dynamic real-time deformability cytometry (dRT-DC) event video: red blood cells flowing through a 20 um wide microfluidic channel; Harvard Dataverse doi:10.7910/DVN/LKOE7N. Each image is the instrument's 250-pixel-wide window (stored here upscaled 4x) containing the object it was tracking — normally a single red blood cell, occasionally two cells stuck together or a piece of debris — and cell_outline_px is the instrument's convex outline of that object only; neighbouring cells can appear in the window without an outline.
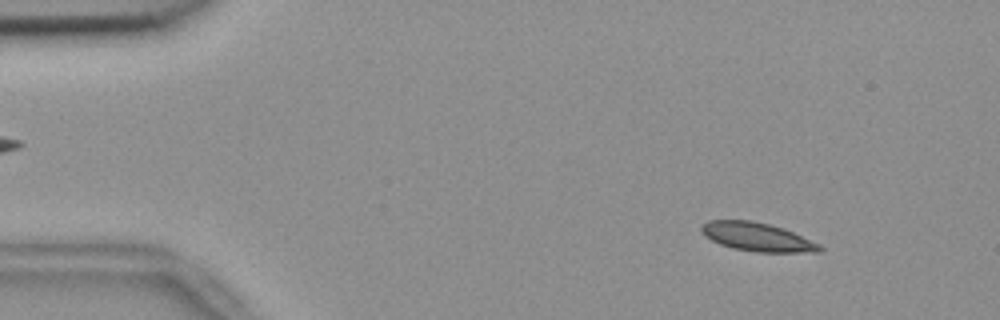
{"species": "common noctule bat (a hibernating species)", "species_latin": "Nyctalus noctula", "temperature_condition": "room temperature", "stored_images_in_passage": 56, "camera_frame_rate_fps": 3000, "um_per_image_px": 0.085, "animal": {"sex": "female", "body_mass_g": 18.4}, "frame": {"image": 1, "passage_image": 6, "time_ms": 1.667, "image_size_px": [1000, 320], "cell_outline_px": [[824, 252], [756, 252], [732, 248], [720, 244], [704, 236], [700, 232], [700, 224], [708, 220], [752, 220], [772, 224], [784, 228], [820, 244], [824, 248]], "centroid_in_image_um": [64.35, 20.13], "position_along_channel_um": 20.6, "area_um2": 20.06}}
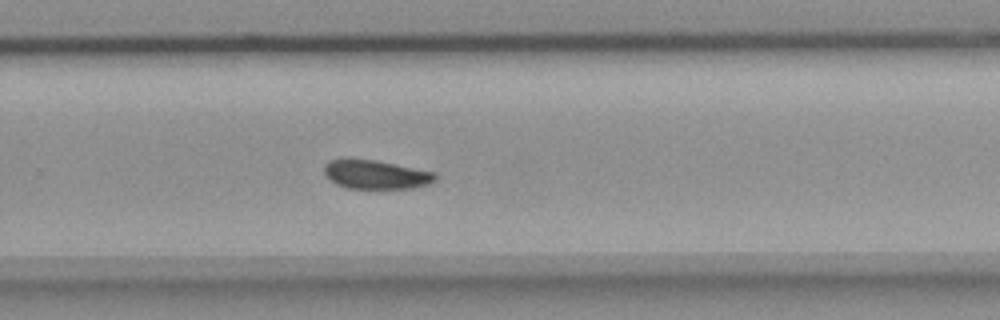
{"frame": {"image": 2, "passage_image": 36, "time_ms": 11.667, "image_size_px": [1000, 320], "cell_outline_px": [[436, 180], [428, 184], [412, 188], [344, 188], [336, 184], [324, 176], [324, 164], [328, 160], [344, 156], [372, 160], [436, 172]], "centroid_in_image_um": [31.85, 14.81], "position_along_channel_um": 298.0, "area_um2": 19.07}}
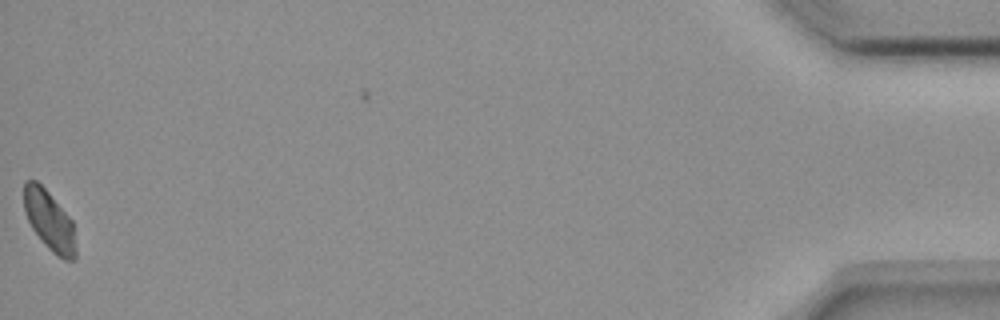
{"frame": {"image": 3, "passage_image": 55, "time_ms": 18.0, "image_size_px": [1000, 320], "cell_outline_px": [[76, 256], [72, 260], [64, 260], [56, 256], [44, 244], [32, 228], [24, 212], [24, 180], [36, 180], [48, 192], [72, 220], [76, 248]], "centroid_in_image_um": [4.19, 18.77], "position_along_channel_um": 431.0, "area_um2": 18.03}, "authors_computed_cell_mechanics": {"area_um2": 19.5942, "velocity_mm_per_s": 3.6396, "shape_relaxation_time_tau1_ms": 5.2761, "shape_relaxation_time_tau2_ms": 5.1915, "deformation_change_tau1": 0.1086, "deformation_change_tau2": 0.0817}}